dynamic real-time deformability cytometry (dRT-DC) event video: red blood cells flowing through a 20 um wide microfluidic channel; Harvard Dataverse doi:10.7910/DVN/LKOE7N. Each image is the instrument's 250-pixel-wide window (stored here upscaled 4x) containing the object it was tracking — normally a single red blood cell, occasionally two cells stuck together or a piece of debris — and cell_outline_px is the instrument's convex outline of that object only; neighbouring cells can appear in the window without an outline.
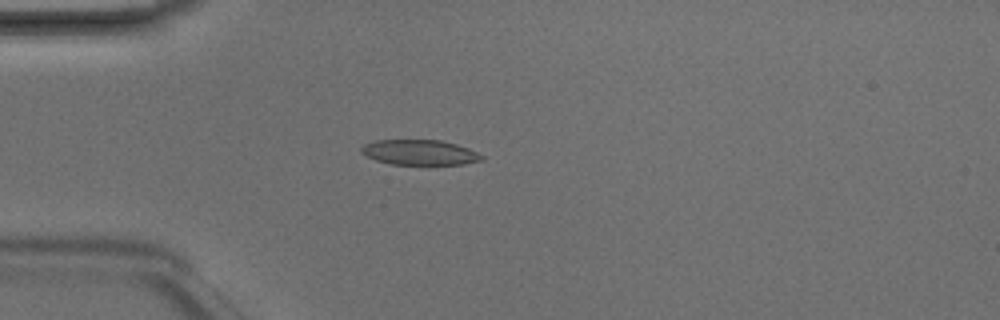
{"species": "Egyptian fruit bat (a non-hibernating species)", "species_latin": "Rousettus aegyptiacus", "temperature_condition": "room temperature", "stored_images_in_passage": 6, "camera_frame_rate_fps": 3000, "um_per_image_px": 0.085, "animal": {"sex": "male"}, "frame": {"image": 1, "passage_image": 5, "time_ms": 1.333, "image_size_px": [1000, 320], "cell_outline_px": [[484, 156], [480, 160], [464, 164], [392, 164], [376, 160], [360, 152], [360, 148], [364, 144], [376, 140], [440, 140], [456, 144], [468, 148]], "centroid_in_image_um": [35.65, 12.94], "position_along_channel_um": 49.4, "area_um2": 17.46}}